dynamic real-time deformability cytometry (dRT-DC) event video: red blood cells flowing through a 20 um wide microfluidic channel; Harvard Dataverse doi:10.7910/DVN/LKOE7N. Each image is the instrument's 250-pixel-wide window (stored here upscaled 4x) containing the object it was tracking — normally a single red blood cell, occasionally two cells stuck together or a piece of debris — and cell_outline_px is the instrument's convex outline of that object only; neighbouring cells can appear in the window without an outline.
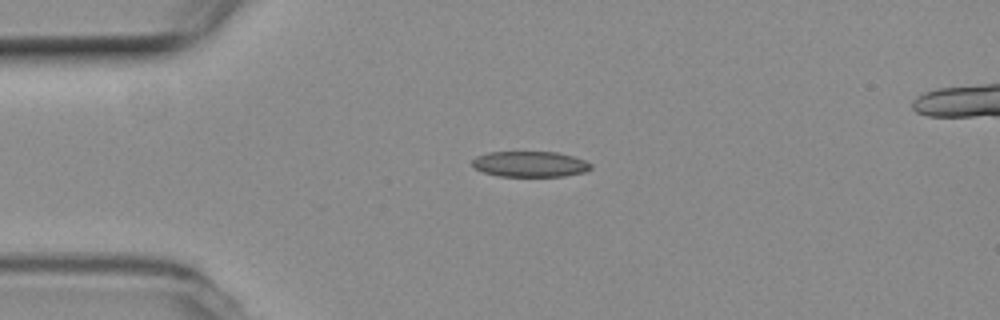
{"species": "common noctule bat (a hibernating species)", "species_latin": "Nyctalus noctula", "temperature_condition": "room temperature", "stored_images_in_passage": 25, "camera_frame_rate_fps": 3000, "um_per_image_px": 0.085, "animal": {"sex": "female", "body_mass_g": 19.3, "forearm_length_mm": 54.1}, "frame": {"image": 1, "passage_image": 1, "time_ms": 0.0, "image_size_px": [1000, 320], "cell_outline_px": [[592, 168], [584, 172], [564, 176], [500, 176], [484, 172], [472, 168], [472, 160], [476, 156], [488, 152], [556, 152], [572, 156], [584, 160], [592, 164]], "centroid_in_image_um": [45.03, 13.95], "position_along_channel_um": 40.0, "area_um2": 17.74}}
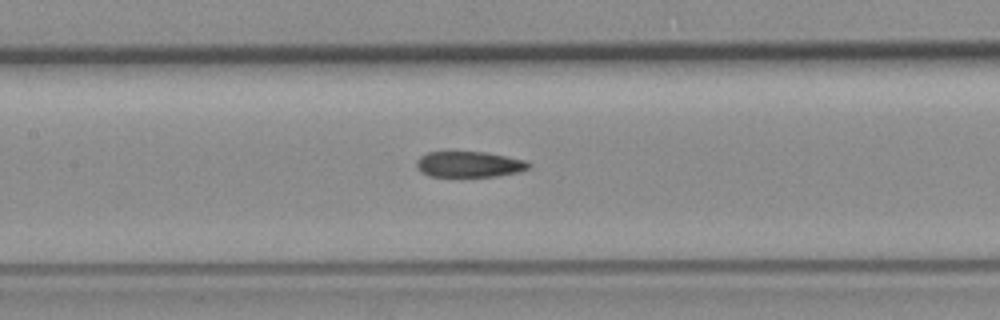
{"frame": {"image": 2, "passage_image": 13, "time_ms": 4.0, "image_size_px": [1000, 320], "cell_outline_px": [[532, 164], [528, 168], [520, 172], [496, 176], [428, 176], [416, 164], [416, 160], [420, 156], [428, 152], [448, 148], [484, 152], [524, 160]], "centroid_in_image_um": [39.83, 13.91], "position_along_channel_um": 167.6, "area_um2": 17.4}}
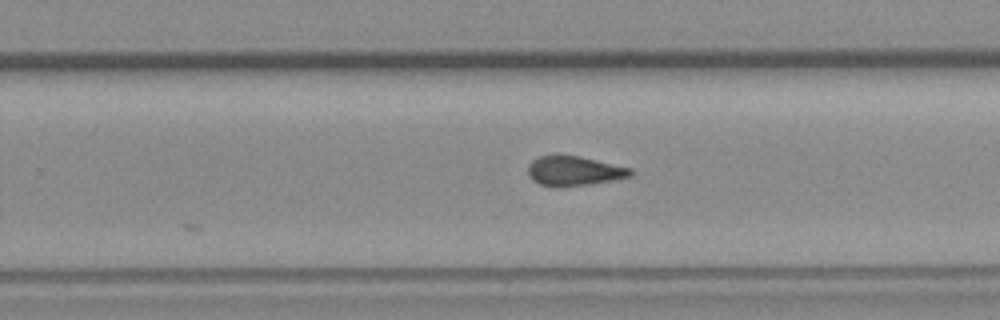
{"frame": {"image": 3, "passage_image": 22, "time_ms": 7.0, "image_size_px": [1000, 320], "cell_outline_px": [[632, 176], [612, 180], [588, 184], [560, 188], [552, 188], [540, 184], [532, 180], [528, 176], [528, 164], [532, 160], [540, 156], [576, 156], [632, 168]], "centroid_in_image_um": [48.75, 14.56], "position_along_channel_um": 281.1, "area_um2": 17.63}}